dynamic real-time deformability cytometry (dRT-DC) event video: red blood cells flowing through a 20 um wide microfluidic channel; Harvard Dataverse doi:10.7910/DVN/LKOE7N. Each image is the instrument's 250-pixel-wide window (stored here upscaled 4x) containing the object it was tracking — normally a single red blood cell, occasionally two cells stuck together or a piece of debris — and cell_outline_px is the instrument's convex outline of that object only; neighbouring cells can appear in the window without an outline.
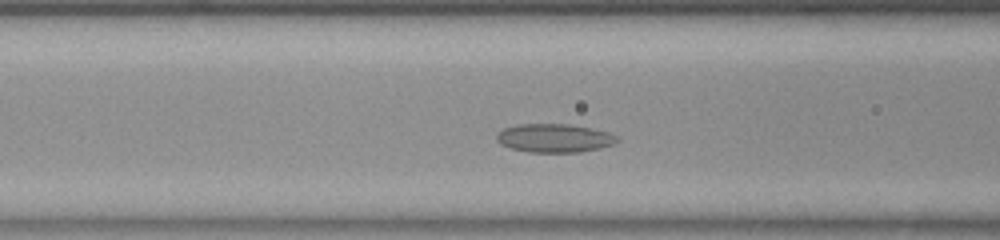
{"species": "common noctule bat (a hibernating species)", "species_latin": "Nyctalus noctula", "temperature_condition": "room temperature", "stored_images_in_passage": 41, "camera_frame_rate_fps": 3000, "um_per_image_px": 0.085, "animal": {"sex": "female", "body_mass_g": 23.0, "forearm_length_mm": 53.4}, "frame": {"image": 1, "passage_image": 7, "time_ms": 2.0, "image_size_px": [1000, 240], "cell_outline_px": [[620, 140], [612, 144], [600, 148], [580, 152], [528, 152], [512, 148], [500, 144], [496, 140], [496, 136], [504, 128], [516, 124], [568, 124], [608, 132], [616, 136]], "centroid_in_image_um": [47.1, 11.74], "position_along_channel_um": 119.5, "area_um2": 19.88}}
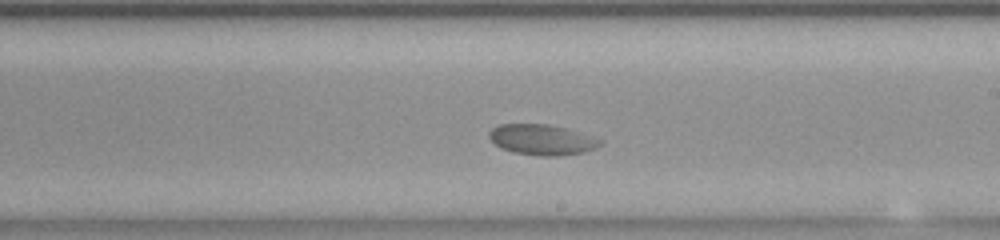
{"frame": {"image": 2, "passage_image": 17, "time_ms": 5.333, "image_size_px": [1000, 240], "cell_outline_px": [[604, 140], [596, 148], [584, 152], [560, 156], [540, 156], [512, 152], [500, 148], [488, 136], [488, 132], [492, 128], [500, 124], [548, 124], [568, 128]], "centroid_in_image_um": [46.08, 11.87], "position_along_channel_um": 242.9, "area_um2": 19.94}}
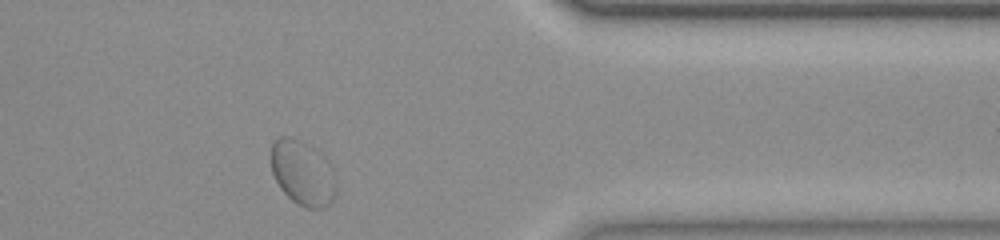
{"frame": {"image": 3, "passage_image": 30, "time_ms": 9.667, "image_size_px": [1000, 240], "cell_outline_px": [[332, 200], [324, 208], [308, 208], [292, 200], [280, 188], [272, 172], [272, 144], [280, 136], [288, 136], [300, 140], [308, 144], [316, 152], [332, 192]], "centroid_in_image_um": [25.52, 14.7], "position_along_channel_um": 385.9, "area_um2": 22.08}}